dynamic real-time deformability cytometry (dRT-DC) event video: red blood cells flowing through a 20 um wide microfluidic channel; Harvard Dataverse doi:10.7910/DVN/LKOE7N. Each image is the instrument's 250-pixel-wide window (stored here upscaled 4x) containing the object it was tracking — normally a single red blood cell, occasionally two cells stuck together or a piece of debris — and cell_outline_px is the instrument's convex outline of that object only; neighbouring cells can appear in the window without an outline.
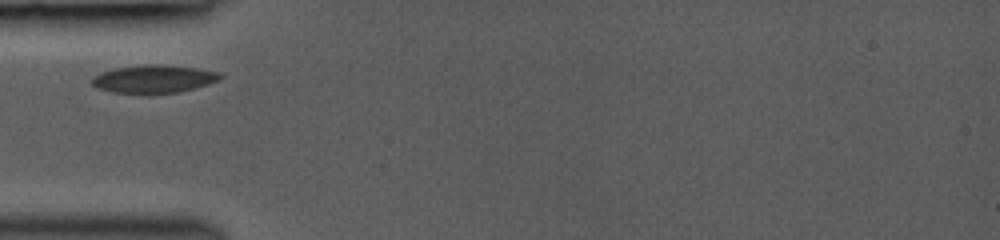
{"species": "common noctule bat (a hibernating species)", "species_latin": "Nyctalus noctula", "temperature_condition": "room temperature", "stored_images_in_passage": 48, "camera_frame_rate_fps": 3000, "um_per_image_px": 0.085, "animal": {"sex": "female", "body_mass_g": 19.0, "forearm_length_mm": 53.3}, "frame": {"image": 1, "passage_image": 1, "time_ms": 0.0, "image_size_px": [1000, 240], "cell_outline_px": [[224, 76], [220, 80], [208, 84], [180, 92], [112, 92], [96, 88], [92, 84], [92, 76], [100, 72], [116, 68], [144, 64], [160, 64], [196, 68], [220, 72]], "centroid_in_image_um": [13.08, 6.69], "position_along_channel_um": 71.9, "area_um2": 20.69}}
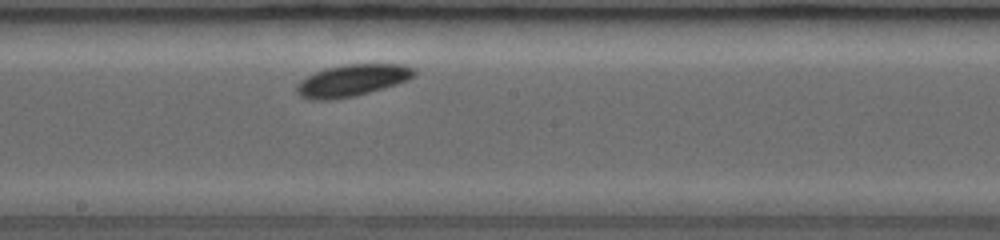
{"frame": {"image": 2, "passage_image": 24, "time_ms": 3.667, "image_size_px": [1000, 240], "cell_outline_px": [[416, 72], [408, 80], [384, 88], [356, 96], [332, 100], [312, 100], [300, 96], [296, 92], [296, 88], [308, 76], [316, 72], [328, 68], [344, 64], [404, 64], [416, 68]], "centroid_in_image_um": [29.98, 6.84], "position_along_channel_um": 218.2, "area_um2": 21.68}}
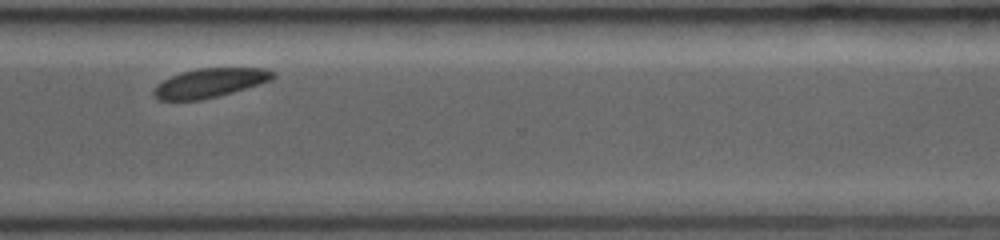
{"frame": {"image": 3, "passage_image": 47, "time_ms": 7.0, "image_size_px": [1000, 240], "cell_outline_px": [[276, 76], [272, 80], [260, 84], [232, 92], [200, 100], [160, 100], [152, 92], [156, 84], [180, 72], [196, 68], [264, 68], [276, 72]], "centroid_in_image_um": [17.86, 7.03], "position_along_channel_um": 352.7, "area_um2": 20.17}}